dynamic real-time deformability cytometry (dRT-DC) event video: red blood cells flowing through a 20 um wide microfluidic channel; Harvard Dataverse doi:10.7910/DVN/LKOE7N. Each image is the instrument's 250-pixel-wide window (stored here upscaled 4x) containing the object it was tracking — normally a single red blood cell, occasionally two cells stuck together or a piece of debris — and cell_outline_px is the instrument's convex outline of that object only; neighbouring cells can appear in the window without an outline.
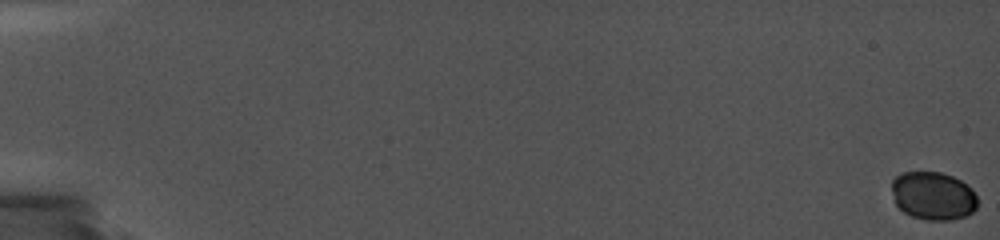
{"species": "common noctule bat (a hibernating species)", "species_latin": "Nyctalus noctula", "temperature_condition": "cold", "stored_images_in_passage": 58, "camera_frame_rate_fps": 5000, "um_per_image_px": 0.085, "animal": {"sex": "female", "body_mass_g": 19.0, "forearm_length_mm": 56.7}, "frame": {"image": 1, "passage_image": 1, "time_ms": 0.0, "image_size_px": [1000, 240], "cell_outline_px": [[976, 208], [968, 216], [952, 220], [928, 220], [912, 216], [904, 212], [896, 204], [892, 192], [892, 180], [900, 172], [940, 172], [952, 176], [968, 184], [972, 188], [976, 196]], "centroid_in_image_um": [79.33, 16.64], "position_along_channel_um": 5.7, "area_um2": 24.22}}
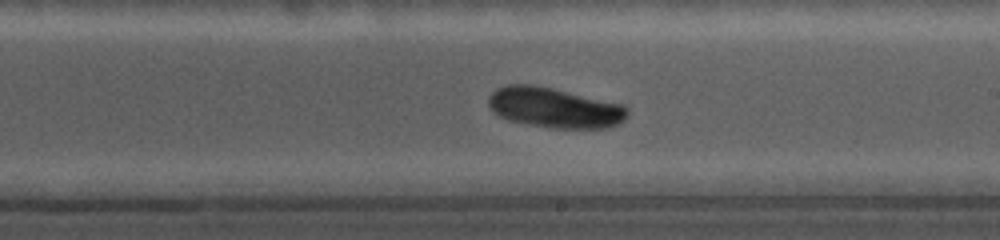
{"frame": {"image": 2, "passage_image": 44, "time_ms": 12.0, "image_size_px": [1000, 240], "cell_outline_px": [[628, 116], [624, 120], [608, 128], [552, 128], [508, 120], [500, 116], [488, 104], [488, 96], [496, 88], [508, 84], [532, 84], [552, 88], [624, 104], [628, 108]], "centroid_in_image_um": [47.15, 9.14], "position_along_channel_um": 241.8, "area_um2": 32.54}}
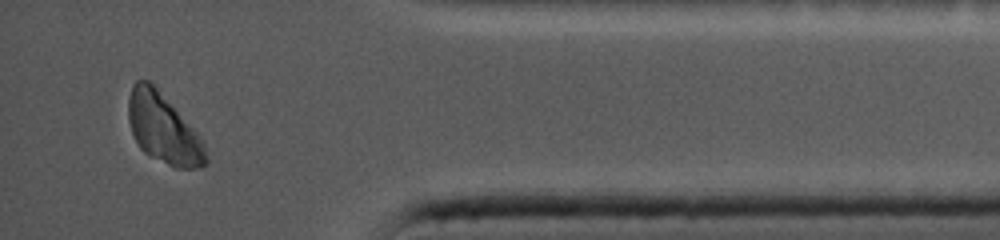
{"frame": {"image": 3, "passage_image": 58, "time_ms": 17.2, "image_size_px": [1000, 240], "cell_outline_px": [[208, 160], [200, 168], [176, 168], [148, 156], [140, 148], [132, 132], [128, 120], [128, 96], [132, 84], [136, 80], [148, 80], [156, 88], [204, 140]], "centroid_in_image_um": [13.88, 10.96], "position_along_channel_um": 421.3, "area_um2": 31.27}}